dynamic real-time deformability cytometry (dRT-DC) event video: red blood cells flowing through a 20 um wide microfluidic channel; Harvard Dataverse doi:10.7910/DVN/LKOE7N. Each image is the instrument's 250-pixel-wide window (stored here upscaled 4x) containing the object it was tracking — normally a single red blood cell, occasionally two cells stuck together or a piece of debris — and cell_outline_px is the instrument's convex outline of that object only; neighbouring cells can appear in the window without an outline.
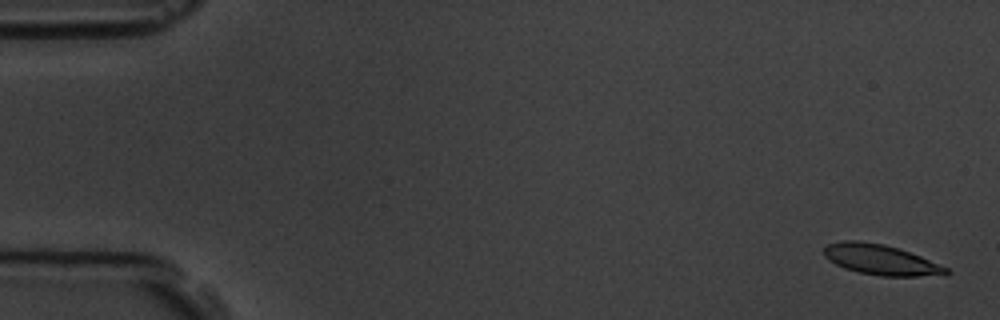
{"species": "common noctule bat (a hibernating species)", "species_latin": "Nyctalus noctula", "temperature_condition": "room temperature", "stored_images_in_passage": 10, "camera_frame_rate_fps": 3000, "um_per_image_px": 0.085, "animal": {"sex": "male", "body_mass_g": 19.5, "forearm_length_mm": 54.6}, "frame": {"image": 1, "passage_image": 1, "time_ms": 0.0, "image_size_px": [1000, 320], "cell_outline_px": [[952, 272], [948, 276], [880, 276], [856, 272], [844, 268], [828, 260], [824, 256], [824, 248], [828, 244], [844, 240], [860, 240], [884, 244], [920, 256], [948, 268]], "centroid_in_image_um": [74.89, 22.09], "position_along_channel_um": 10.1, "area_um2": 21.79}}
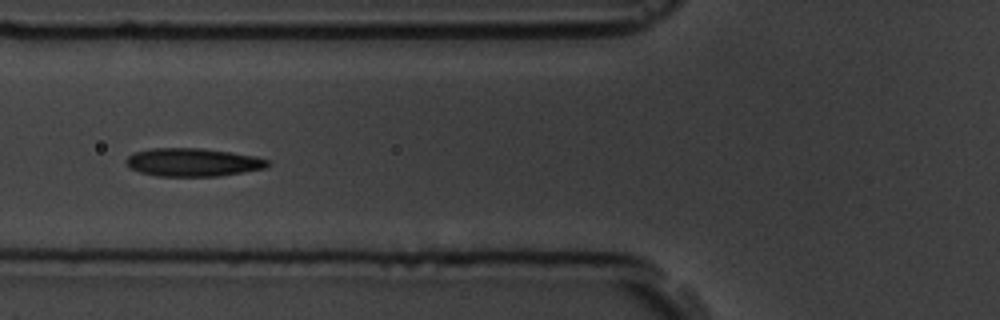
{"frame": {"image": 2, "passage_image": 7, "time_ms": 6.667, "image_size_px": [1000, 320], "cell_outline_px": [[272, 164], [264, 168], [220, 176], [156, 176], [140, 172], [128, 168], [124, 160], [128, 156], [136, 152], [152, 148], [200, 148], [256, 156], [268, 160]], "centroid_in_image_um": [16.37, 13.8], "position_along_channel_um": 109.4, "area_um2": 23.24}}
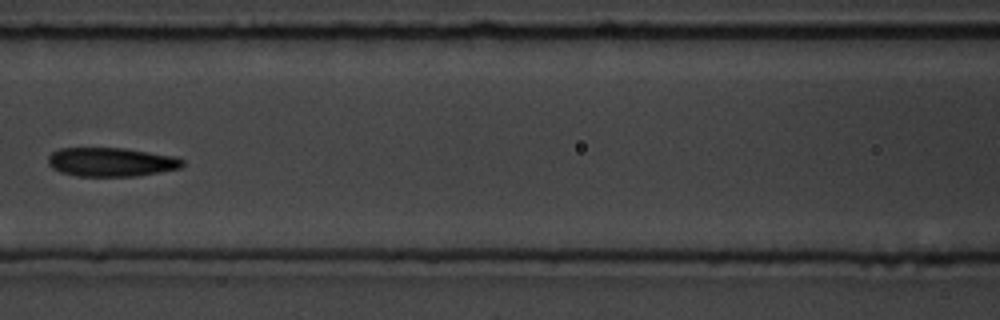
{"frame": {"image": 3, "passage_image": 8, "time_ms": 8.0, "image_size_px": [1000, 320], "cell_outline_px": [[184, 164], [180, 168], [136, 176], [76, 176], [60, 172], [52, 168], [48, 164], [48, 156], [52, 152], [60, 148], [124, 148], [176, 156], [184, 160]], "centroid_in_image_um": [9.44, 13.77], "position_along_channel_um": 157.2, "area_um2": 22.72}}